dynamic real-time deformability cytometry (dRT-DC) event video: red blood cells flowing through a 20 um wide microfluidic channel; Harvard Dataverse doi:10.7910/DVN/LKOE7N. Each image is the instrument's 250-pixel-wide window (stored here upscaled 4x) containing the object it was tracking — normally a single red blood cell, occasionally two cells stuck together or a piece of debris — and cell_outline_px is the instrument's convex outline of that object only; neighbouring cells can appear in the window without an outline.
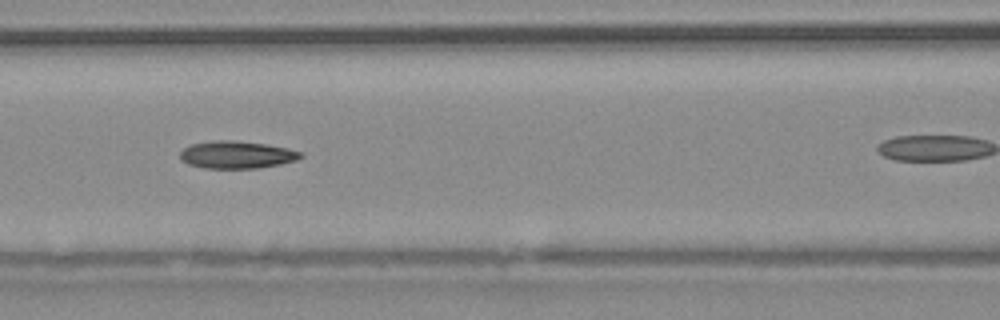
{"species": "common noctule bat (a hibernating species)", "species_latin": "Nyctalus noctula", "temperature_condition": "warm", "stored_images_in_passage": 29, "camera_frame_rate_fps": 3000, "um_per_image_px": 0.085, "animal": {"sex": "male", "body_mass_g": 20.4}, "frame": {"image": 1, "passage_image": 9, "time_ms": 2.667, "image_size_px": [1000, 320], "cell_outline_px": [[304, 156], [296, 160], [280, 164], [260, 168], [204, 168], [188, 164], [180, 160], [180, 152], [184, 148], [192, 144], [212, 140], [232, 140], [264, 144], [288, 148], [304, 152]], "centroid_in_image_um": [20.13, 13.15], "position_along_channel_um": 146.5, "area_um2": 19.36}}